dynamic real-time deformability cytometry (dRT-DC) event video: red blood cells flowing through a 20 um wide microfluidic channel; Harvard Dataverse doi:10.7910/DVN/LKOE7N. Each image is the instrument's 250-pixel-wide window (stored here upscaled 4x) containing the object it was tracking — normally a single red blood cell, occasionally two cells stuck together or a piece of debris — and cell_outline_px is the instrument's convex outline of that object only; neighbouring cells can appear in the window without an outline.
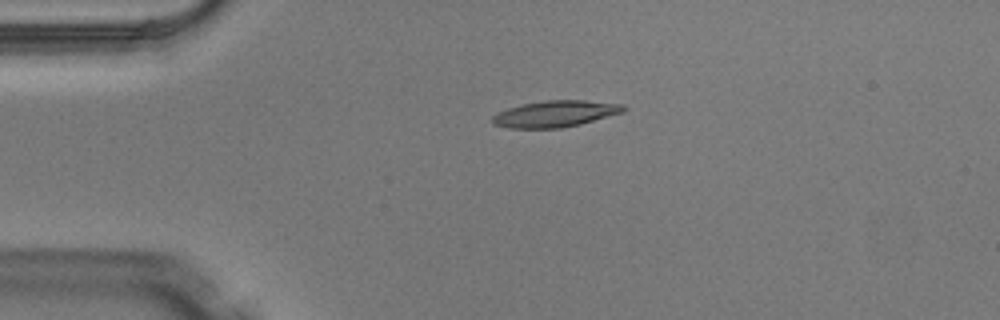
{"species": "Egyptian fruit bat (a non-hibernating species)", "species_latin": "Rousettus aegyptiacus", "temperature_condition": "warm", "stored_images_in_passage": 3, "camera_frame_rate_fps": 3000, "um_per_image_px": 0.085, "animal": {"sex": "male"}, "frame": {"image": 1, "passage_image": 1, "time_ms": 0.0, "image_size_px": [1000, 320], "cell_outline_px": [[628, 108], [624, 112], [580, 124], [560, 128], [508, 128], [492, 124], [492, 116], [508, 108], [520, 104], [544, 100], [584, 100], [624, 104]], "centroid_in_image_um": [47.21, 9.67], "position_along_channel_um": 37.8, "area_um2": 20.29}}